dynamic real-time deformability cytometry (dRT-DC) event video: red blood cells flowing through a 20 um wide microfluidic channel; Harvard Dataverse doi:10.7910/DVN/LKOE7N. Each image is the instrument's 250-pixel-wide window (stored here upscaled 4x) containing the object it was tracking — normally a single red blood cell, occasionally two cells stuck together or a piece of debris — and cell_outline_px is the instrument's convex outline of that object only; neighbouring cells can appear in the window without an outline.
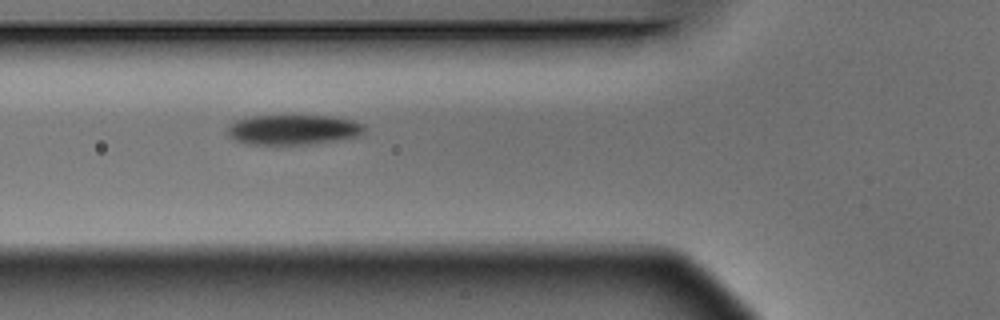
{"species": "Egyptian fruit bat (a non-hibernating species)", "species_latin": "Rousettus aegyptiacus", "temperature_condition": "warm", "stored_images_in_passage": 7, "camera_frame_rate_fps": 3000, "um_per_image_px": 0.085, "animal": {"sex": "male"}, "frame": {"image": 1, "passage_image": 6, "time_ms": 1.667, "image_size_px": [1000, 320], "cell_outline_px": [[364, 132], [356, 136], [312, 144], [248, 144], [236, 140], [228, 136], [228, 124], [236, 120], [248, 116], [332, 116], [352, 120], [364, 124]], "centroid_in_image_um": [24.88, 11.01], "position_along_channel_um": 100.9, "area_um2": 23.81}}
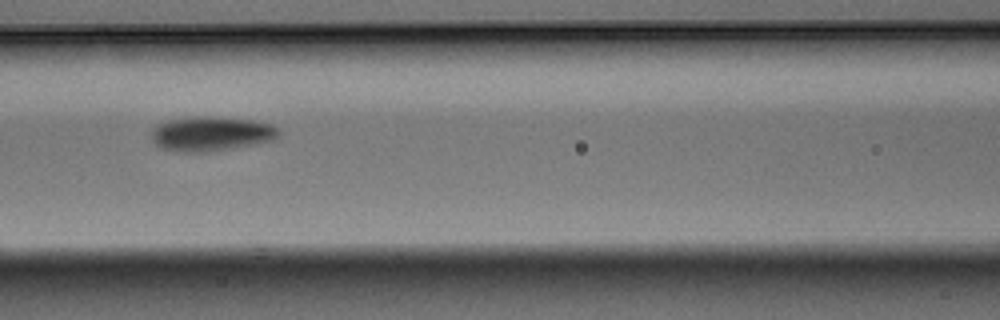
{"frame": {"image": 2, "passage_image": 7, "time_ms": 2.0, "image_size_px": [1000, 320], "cell_outline_px": [[280, 136], [276, 140], [236, 148], [208, 152], [176, 152], [164, 148], [156, 144], [152, 140], [152, 128], [156, 124], [168, 120], [196, 116], [204, 116], [252, 120], [272, 124], [280, 132]], "centroid_in_image_um": [17.97, 11.38], "position_along_channel_um": 148.6, "area_um2": 25.89}}